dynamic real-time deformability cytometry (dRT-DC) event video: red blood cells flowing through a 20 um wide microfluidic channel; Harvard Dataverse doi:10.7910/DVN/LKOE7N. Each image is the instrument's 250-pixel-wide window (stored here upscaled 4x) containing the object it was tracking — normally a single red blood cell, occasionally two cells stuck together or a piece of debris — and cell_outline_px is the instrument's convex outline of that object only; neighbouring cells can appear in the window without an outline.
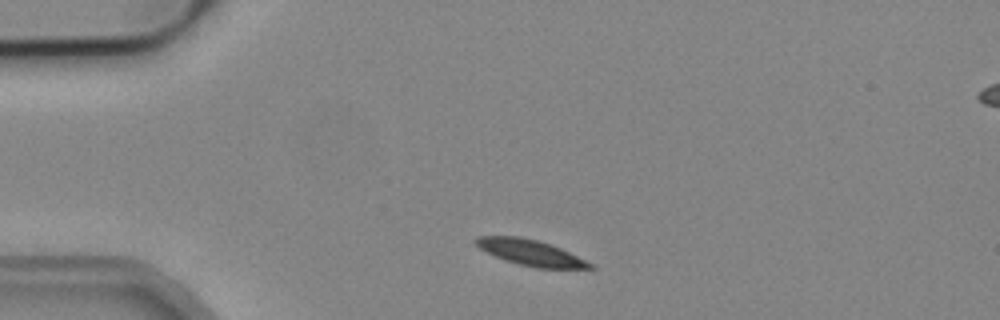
{"species": "common noctule bat (a hibernating species)", "species_latin": "Nyctalus noctula", "temperature_condition": "cold", "stored_images_in_passage": 3, "camera_frame_rate_fps": 3000, "um_per_image_px": 0.085, "animal": {"sex": "male", "body_mass_g": 19.2, "forearm_length_mm": 51.8}, "frame": {"image": 1, "passage_image": 1, "time_ms": 0.0, "image_size_px": [1000, 320], "cell_outline_px": [[596, 268], [536, 268], [504, 260], [480, 248], [472, 240], [476, 236], [520, 236], [536, 240], [560, 248], [596, 264]], "centroid_in_image_um": [45.12, 21.47], "position_along_channel_um": 39.9, "area_um2": 17.05}}